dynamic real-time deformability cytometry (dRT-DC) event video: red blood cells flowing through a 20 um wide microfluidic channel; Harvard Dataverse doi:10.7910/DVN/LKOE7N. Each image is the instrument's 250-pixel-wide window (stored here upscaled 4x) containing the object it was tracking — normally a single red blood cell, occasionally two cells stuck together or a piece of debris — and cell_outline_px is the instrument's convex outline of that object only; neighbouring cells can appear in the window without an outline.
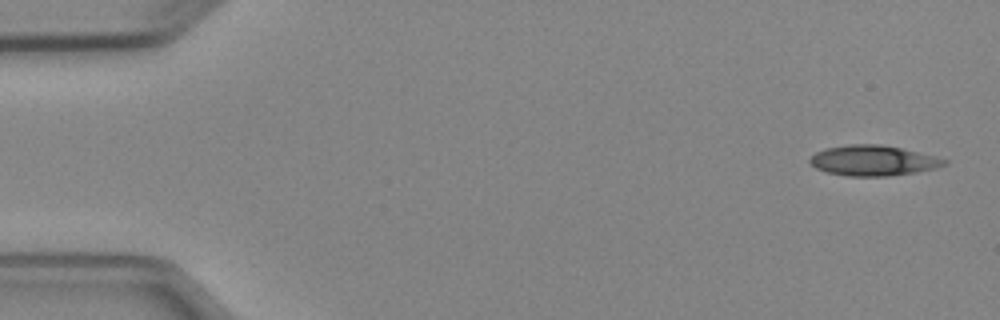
{"species": "Egyptian fruit bat (a non-hibernating species)", "species_latin": "Rousettus aegyptiacus", "temperature_condition": "cold", "stored_images_in_passage": 5, "camera_frame_rate_fps": 3000, "um_per_image_px": 0.085, "animal": {"sex": "female"}, "frame": {"image": 1, "passage_image": 1, "time_ms": 0.0, "image_size_px": [1000, 320], "cell_outline_px": [[948, 164], [936, 168], [916, 172], [888, 176], [848, 176], [824, 172], [816, 168], [808, 160], [816, 152], [824, 148], [848, 144], [880, 144], [900, 148], [948, 160]], "centroid_in_image_um": [74.18, 13.65], "position_along_channel_um": 10.8, "area_um2": 23.7}}
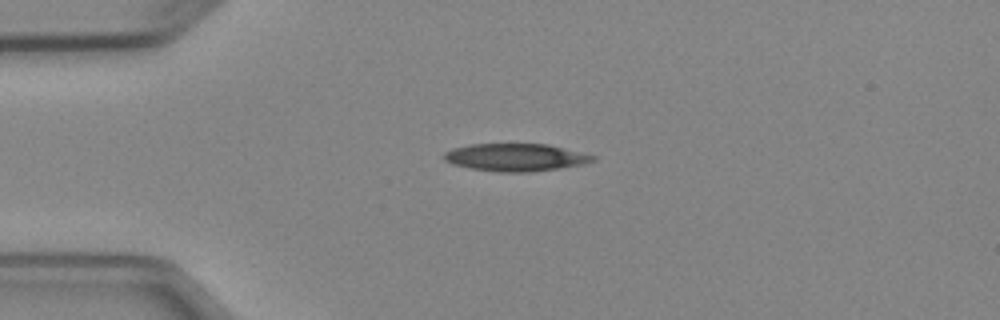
{"frame": {"image": 2, "passage_image": 4, "time_ms": 3.333, "image_size_px": [1000, 320], "cell_outline_px": [[596, 160], [584, 164], [560, 168], [532, 172], [496, 172], [468, 168], [452, 164], [444, 160], [444, 152], [452, 148], [468, 144], [548, 144], [596, 156]], "centroid_in_image_um": [43.8, 13.38], "position_along_channel_um": 41.2, "area_um2": 24.1}}